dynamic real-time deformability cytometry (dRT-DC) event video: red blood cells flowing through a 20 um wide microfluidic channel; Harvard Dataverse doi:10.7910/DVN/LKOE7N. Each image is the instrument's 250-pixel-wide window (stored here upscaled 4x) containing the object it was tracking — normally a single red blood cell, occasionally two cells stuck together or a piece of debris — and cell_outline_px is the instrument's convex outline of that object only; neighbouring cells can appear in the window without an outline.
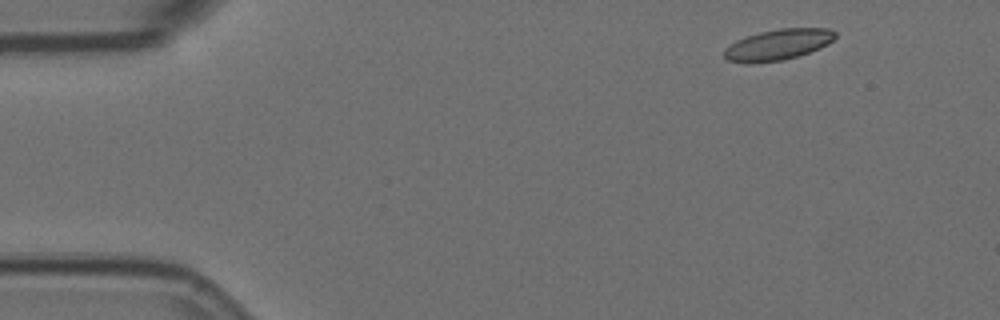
{"species": "Egyptian fruit bat (a non-hibernating species)", "species_latin": "Rousettus aegyptiacus", "temperature_condition": "room temperature", "stored_images_in_passage": 4, "camera_frame_rate_fps": 3000, "um_per_image_px": 0.085, "animal": {"sex": "female"}, "frame": {"image": 1, "passage_image": 1, "time_ms": 0.0, "image_size_px": [1000, 320], "cell_outline_px": [[836, 36], [828, 44], [820, 48], [784, 60], [744, 64], [728, 60], [724, 56], [724, 48], [736, 40], [760, 32], [780, 28], [828, 28], [836, 32]], "centroid_in_image_um": [66.11, 3.8], "position_along_channel_um": 18.9, "area_um2": 19.94}}
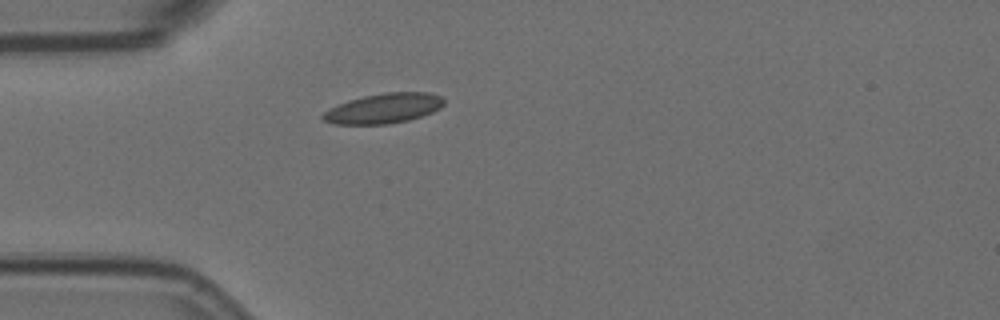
{"frame": {"image": 2, "passage_image": 4, "time_ms": 1.0, "image_size_px": [1000, 320], "cell_outline_px": [[444, 104], [440, 108], [432, 112], [408, 120], [388, 124], [332, 124], [324, 120], [320, 116], [328, 108], [348, 100], [364, 96], [384, 92], [428, 92], [440, 96], [444, 100]], "centroid_in_image_um": [32.58, 9.21], "position_along_channel_um": 52.4, "area_um2": 21.15}}